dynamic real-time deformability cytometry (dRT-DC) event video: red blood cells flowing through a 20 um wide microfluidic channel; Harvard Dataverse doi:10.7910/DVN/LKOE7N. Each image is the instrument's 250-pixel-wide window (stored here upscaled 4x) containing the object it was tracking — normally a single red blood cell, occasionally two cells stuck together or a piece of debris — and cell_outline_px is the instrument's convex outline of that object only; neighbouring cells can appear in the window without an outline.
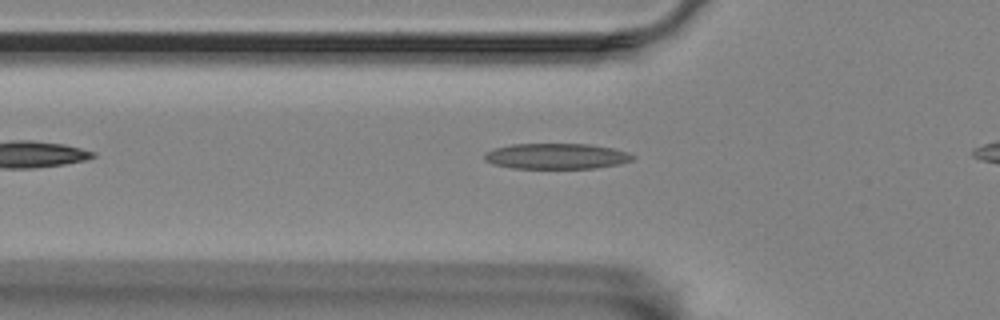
{"species": "Egyptian fruit bat (a non-hibernating species)", "species_latin": "Rousettus aegyptiacus", "temperature_condition": "room temperature", "stored_images_in_passage": 39, "camera_frame_rate_fps": 3000, "um_per_image_px": 0.085, "animal": {"sex": "female"}, "frame": {"image": 1, "passage_image": 3, "time_ms": 0.667, "image_size_px": [1000, 320], "cell_outline_px": [[636, 156], [632, 160], [616, 164], [592, 168], [512, 168], [492, 164], [484, 160], [484, 152], [492, 148], [512, 144], [592, 144], [612, 148], [628, 152]], "centroid_in_image_um": [47.24, 13.27], "position_along_channel_um": 78.6, "area_um2": 22.2}}
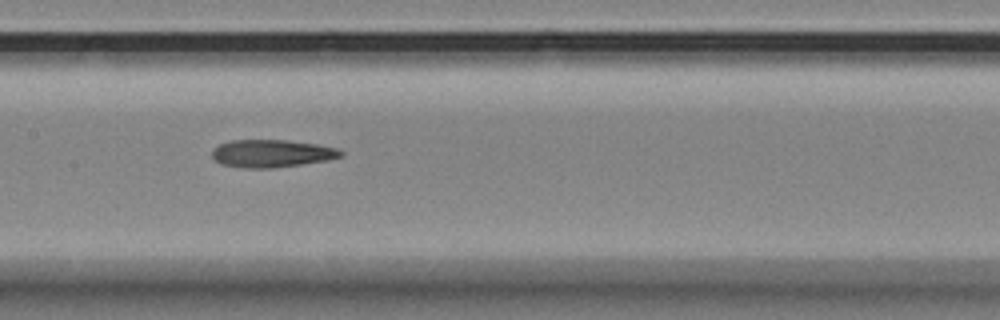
{"frame": {"image": 2, "passage_image": 12, "time_ms": 3.667, "image_size_px": [1000, 320], "cell_outline_px": [[344, 156], [328, 160], [272, 168], [244, 168], [220, 164], [212, 156], [212, 148], [220, 144], [232, 140], [288, 140], [316, 144], [340, 148], [344, 152]], "centroid_in_image_um": [23.12, 13.04], "position_along_channel_um": 184.3, "area_um2": 20.87}}
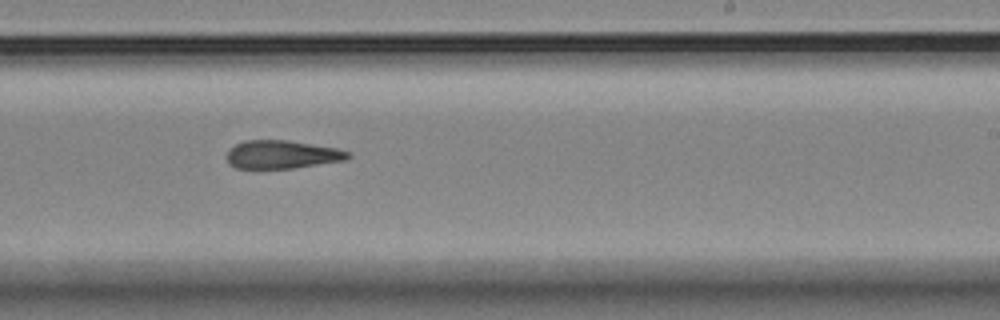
{"frame": {"image": 3, "passage_image": 19, "time_ms": 6.0, "image_size_px": [1000, 320], "cell_outline_px": [[352, 156], [348, 160], [292, 168], [236, 168], [228, 164], [228, 148], [244, 140], [288, 140], [336, 148], [352, 152]], "centroid_in_image_um": [24.0, 13.13], "position_along_channel_um": 265.0, "area_um2": 20.06}, "authors_computed_cell_mechanics": {"area_um2": 20.0566, "velocity_mm_per_s": 3.4887, "shape_relaxation_time_tau1_ms": null, "shape_relaxation_time_tau2_ms": 2.2952, "deformation_change_tau1": null, "deformation_change_tau2": 0.0938}}